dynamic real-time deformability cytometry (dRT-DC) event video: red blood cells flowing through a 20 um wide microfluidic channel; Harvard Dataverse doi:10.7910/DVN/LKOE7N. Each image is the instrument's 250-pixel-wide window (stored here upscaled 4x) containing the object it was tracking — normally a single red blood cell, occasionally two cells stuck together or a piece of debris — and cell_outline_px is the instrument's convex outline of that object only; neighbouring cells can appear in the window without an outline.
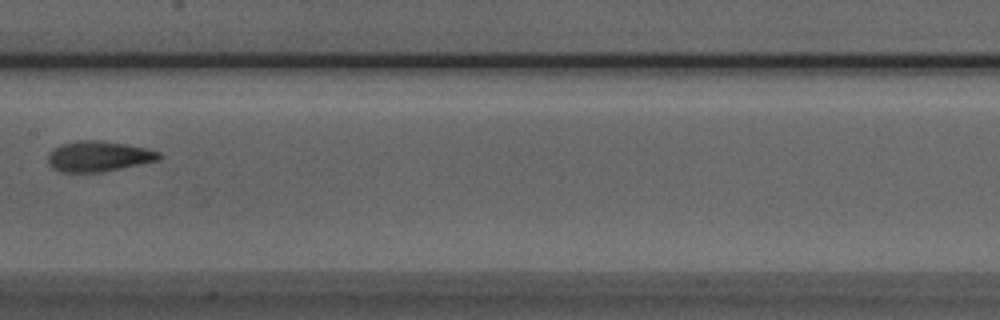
{"species": "Egyptian fruit bat (a non-hibernating species)", "species_latin": "Rousettus aegyptiacus", "temperature_condition": "room temperature", "stored_images_in_passage": 4, "camera_frame_rate_fps": 3000, "um_per_image_px": 0.085, "animal": {"sex": "male"}, "frame": {"image": 1, "passage_image": 4, "time_ms": 1.0, "image_size_px": [1000, 320], "cell_outline_px": [[164, 156], [160, 160], [100, 172], [60, 172], [52, 168], [48, 164], [48, 152], [60, 144], [80, 140], [100, 140], [124, 144], [144, 148], [160, 152]], "centroid_in_image_um": [8.35, 13.29], "position_along_channel_um": 199.0, "area_um2": 19.77}}